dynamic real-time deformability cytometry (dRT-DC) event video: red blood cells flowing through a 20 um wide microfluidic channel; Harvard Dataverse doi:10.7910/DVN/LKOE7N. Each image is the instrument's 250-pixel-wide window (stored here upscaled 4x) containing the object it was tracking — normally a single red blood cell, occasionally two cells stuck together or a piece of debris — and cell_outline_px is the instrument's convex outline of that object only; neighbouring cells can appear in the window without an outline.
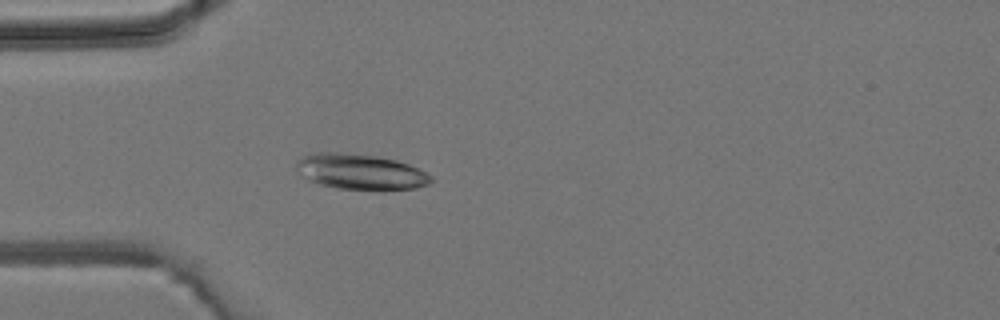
{"species": "common noctule bat (a hibernating species)", "species_latin": "Nyctalus noctula", "temperature_condition": "room temperature", "stored_images_in_passage": 4, "camera_frame_rate_fps": 3000, "um_per_image_px": 0.085, "animal": {"sex": "male", "body_mass_g": 19.2, "forearm_length_mm": 51.8}, "frame": {"image": 1, "passage_image": 4, "time_ms": 3.667, "image_size_px": [1000, 320], "cell_outline_px": [[432, 180], [428, 184], [416, 188], [340, 188], [320, 184], [308, 180], [296, 168], [296, 160], [304, 156], [316, 152], [336, 152], [376, 156], [396, 160], [408, 164], [432, 176]], "centroid_in_image_um": [30.6, 14.57], "position_along_channel_um": 54.4, "area_um2": 27.05}}